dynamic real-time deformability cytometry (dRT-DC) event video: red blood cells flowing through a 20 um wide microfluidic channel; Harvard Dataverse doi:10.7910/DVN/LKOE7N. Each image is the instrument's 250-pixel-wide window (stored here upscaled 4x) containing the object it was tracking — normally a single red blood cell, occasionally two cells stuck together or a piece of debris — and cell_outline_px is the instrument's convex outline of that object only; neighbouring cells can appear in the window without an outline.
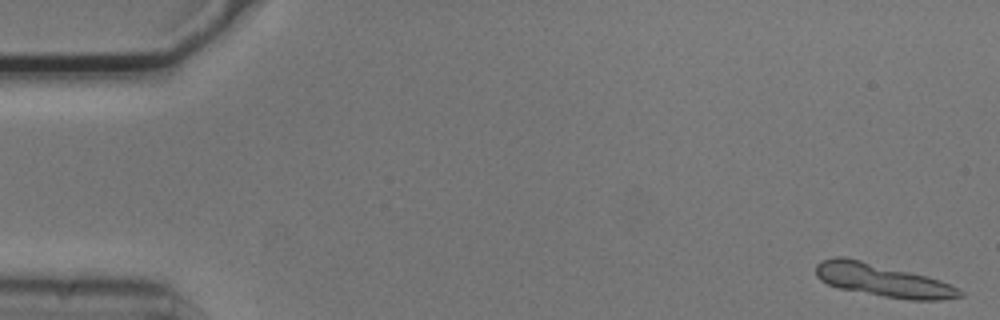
{"species": "common noctule bat (a hibernating species)", "species_latin": "Nyctalus noctula", "temperature_condition": "cold", "stored_images_in_passage": 12, "camera_frame_rate_fps": 3000, "um_per_image_px": 0.085, "animal": {"sex": "male", "body_mass_g": 20.5, "forearm_length_mm": 52.5}, "frame": {"image": 1, "passage_image": 1, "time_ms": 0.0, "image_size_px": [1000, 320], "cell_outline_px": [[964, 296], [940, 300], [908, 300], [836, 288], [820, 280], [816, 276], [816, 264], [820, 260], [832, 256], [844, 256], [928, 276], [940, 280], [960, 288], [964, 292]], "centroid_in_image_um": [75.03, 23.82], "position_along_channel_um": 10.0, "area_um2": 27.74}}